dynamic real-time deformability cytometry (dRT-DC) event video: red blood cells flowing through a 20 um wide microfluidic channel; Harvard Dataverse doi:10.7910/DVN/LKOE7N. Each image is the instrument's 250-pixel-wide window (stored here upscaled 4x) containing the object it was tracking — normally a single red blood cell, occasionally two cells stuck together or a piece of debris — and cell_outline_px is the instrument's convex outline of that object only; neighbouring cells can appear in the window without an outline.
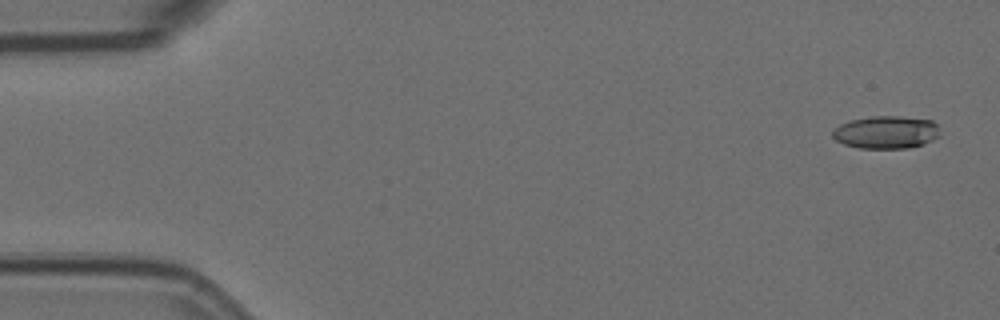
{"species": "Egyptian fruit bat (a non-hibernating species)", "species_latin": "Rousettus aegyptiacus", "temperature_condition": "room temperature", "stored_images_in_passage": 4, "camera_frame_rate_fps": 3000, "um_per_image_px": 0.085, "animal": {"sex": "female"}, "frame": {"image": 1, "passage_image": 1, "time_ms": 0.0, "image_size_px": [1000, 320], "cell_outline_px": [[940, 136], [924, 144], [908, 148], [860, 148], [844, 144], [836, 140], [832, 136], [832, 128], [848, 120], [872, 116], [900, 116], [932, 120], [936, 124]], "centroid_in_image_um": [75.3, 11.23], "position_along_channel_um": 9.7, "area_um2": 20.63}}